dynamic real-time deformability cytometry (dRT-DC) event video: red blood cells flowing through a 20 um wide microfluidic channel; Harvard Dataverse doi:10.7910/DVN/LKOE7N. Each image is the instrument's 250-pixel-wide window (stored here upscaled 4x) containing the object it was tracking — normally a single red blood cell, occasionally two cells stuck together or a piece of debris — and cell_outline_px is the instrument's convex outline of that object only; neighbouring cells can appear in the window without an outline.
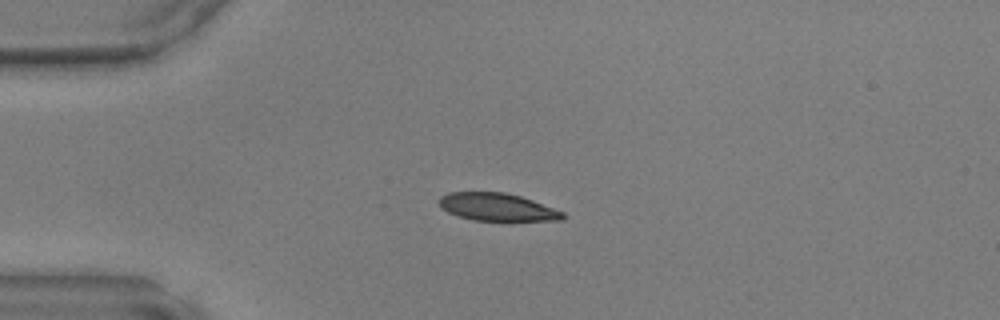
{"species": "common noctule bat (a hibernating species)", "species_latin": "Nyctalus noctula", "temperature_condition": "warm", "stored_images_in_passage": 37, "camera_frame_rate_fps": 3000, "um_per_image_px": 0.085, "animal": {"sex": "male", "body_mass_g": 17.9, "forearm_length_mm": 54.2}, "frame": {"image": 1, "passage_image": 1, "time_ms": 0.0, "image_size_px": [1000, 320], "cell_outline_px": [[564, 220], [472, 220], [448, 212], [440, 208], [440, 196], [448, 192], [504, 192], [520, 196], [532, 200], [564, 212]], "centroid_in_image_um": [42.24, 17.59], "position_along_channel_um": 42.8, "area_um2": 19.71}}
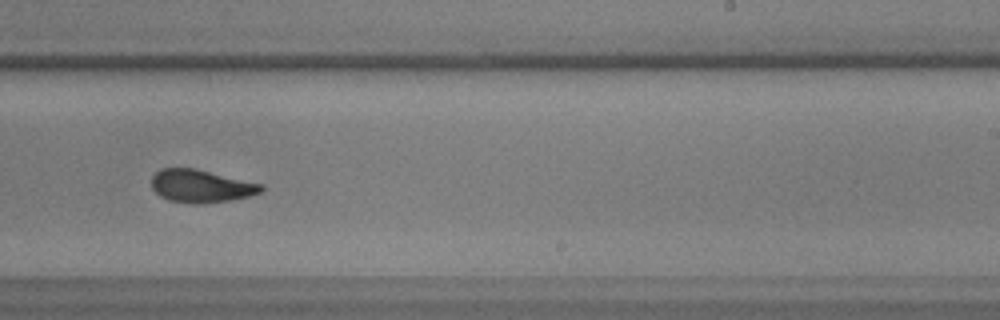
{"frame": {"image": 2, "passage_image": 19, "time_ms": 6.0, "image_size_px": [1000, 320], "cell_outline_px": [[264, 188], [260, 192], [248, 196], [232, 200], [168, 200], [160, 196], [152, 188], [152, 176], [160, 168], [196, 168], [264, 184]], "centroid_in_image_um": [17.1, 15.74], "position_along_channel_um": 271.9, "area_um2": 20.11}}
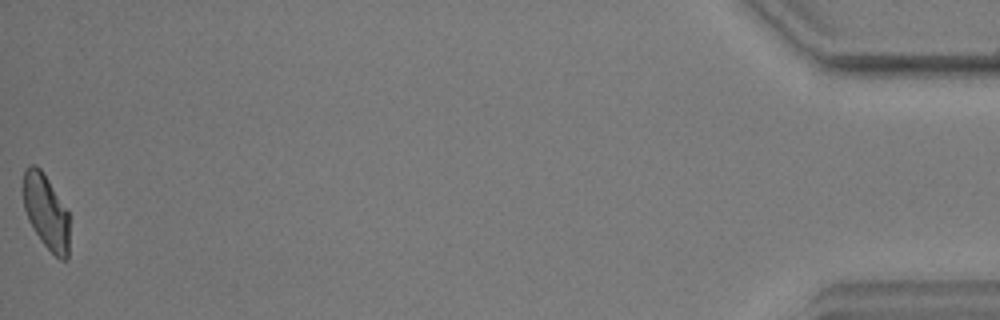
{"frame": {"image": 3, "passage_image": 37, "time_ms": 12.0, "image_size_px": [1000, 320], "cell_outline_px": [[68, 260], [60, 260], [40, 240], [28, 220], [24, 208], [20, 188], [24, 168], [28, 164], [36, 164], [40, 168], [48, 180], [68, 212]], "centroid_in_image_um": [3.84, 17.94], "position_along_channel_um": 431.4, "area_um2": 20.4}}